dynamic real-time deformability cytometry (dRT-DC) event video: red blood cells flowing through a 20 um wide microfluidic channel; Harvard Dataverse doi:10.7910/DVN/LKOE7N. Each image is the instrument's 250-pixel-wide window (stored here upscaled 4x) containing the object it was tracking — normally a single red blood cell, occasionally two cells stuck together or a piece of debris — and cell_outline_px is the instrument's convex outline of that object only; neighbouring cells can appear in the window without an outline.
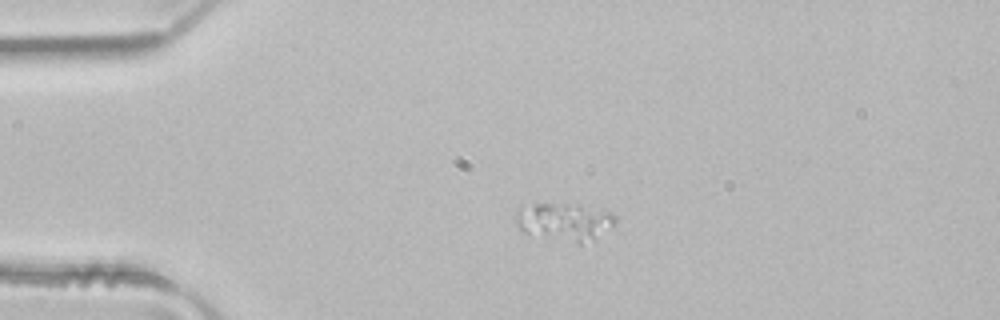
{"species": "common noctule bat (a hibernating species)", "species_latin": "Nyctalus noctula", "temperature_condition": "room temperature", "stored_images_in_passage": 2, "camera_frame_rate_fps": 3000, "um_per_image_px": 0.085, "animal": {"sex": "male", "body_mass_g": 21.5, "forearm_length_mm": 52.0}, "frame": {"image": 1, "passage_image": 1, "time_ms": 0.0, "image_size_px": [1000, 320], "cell_outline_px": [[616, 224], [580, 244], [520, 232], [516, 224], [516, 208], [520, 204], [580, 204], [612, 212], [616, 216]], "centroid_in_image_um": [47.91, 18.81], "position_along_channel_um": 37.1, "area_um2": 21.96}}